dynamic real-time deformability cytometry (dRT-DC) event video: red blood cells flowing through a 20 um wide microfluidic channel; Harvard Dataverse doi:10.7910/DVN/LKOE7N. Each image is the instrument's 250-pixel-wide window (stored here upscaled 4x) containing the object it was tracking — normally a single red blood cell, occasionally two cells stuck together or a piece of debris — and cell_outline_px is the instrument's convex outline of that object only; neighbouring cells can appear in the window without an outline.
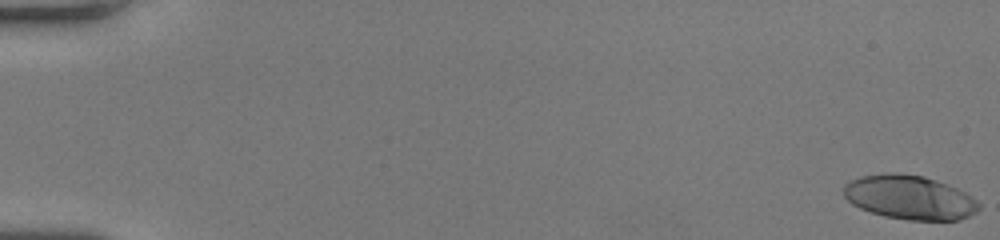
{"species": "human", "species_latin": "Homo sapiens", "temperature_condition": "room temperature", "stored_images_in_passage": 48, "camera_frame_rate_fps": 3000, "um_per_image_px": 0.085, "donor": {"sex": "female"}, "frame": {"image": 1, "passage_image": 1, "time_ms": 0.0, "image_size_px": [1000, 240], "cell_outline_px": [[980, 208], [976, 212], [960, 220], [908, 220], [884, 216], [860, 208], [852, 204], [844, 196], [844, 184], [860, 176], [884, 172], [896, 172], [924, 176], [948, 184], [972, 196], [980, 204]], "centroid_in_image_um": [77.31, 16.77], "position_along_channel_um": 7.7, "area_um2": 34.91}}
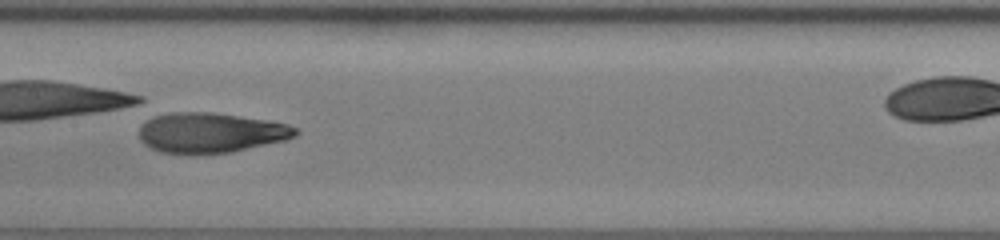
{"frame": {"image": 2, "passage_image": 29, "time_ms": 9.333, "image_size_px": [1000, 240], "cell_outline_px": [[300, 132], [296, 136], [284, 140], [232, 152], [160, 152], [144, 144], [140, 140], [140, 128], [152, 116], [172, 112], [212, 112], [268, 120], [288, 124], [296, 128]], "centroid_in_image_um": [17.93, 11.25], "position_along_channel_um": 189.5, "area_um2": 35.95}}